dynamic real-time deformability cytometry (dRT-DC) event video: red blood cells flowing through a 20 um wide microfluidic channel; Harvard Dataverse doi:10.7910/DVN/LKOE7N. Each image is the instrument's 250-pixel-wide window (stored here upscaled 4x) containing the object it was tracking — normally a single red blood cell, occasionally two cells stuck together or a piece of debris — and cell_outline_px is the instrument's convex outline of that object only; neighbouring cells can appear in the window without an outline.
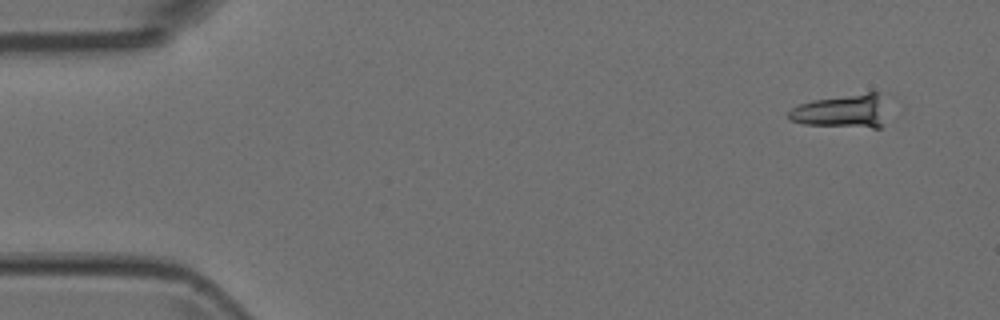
{"species": "Egyptian fruit bat (a non-hibernating species)", "species_latin": "Rousettus aegyptiacus", "temperature_condition": "room temperature", "stored_images_in_passage": 4, "camera_frame_rate_fps": 3000, "um_per_image_px": 0.085, "animal": {"sex": "female"}, "frame": {"image": 1, "passage_image": 1, "time_ms": 0.0, "image_size_px": [1000, 320], "cell_outline_px": [[880, 128], [872, 128], [804, 124], [788, 120], [788, 112], [792, 108], [800, 104], [812, 100], [868, 92], [876, 92], [880, 124]], "centroid_in_image_um": [71.35, 9.47], "position_along_channel_um": 13.6, "area_um2": 17.98}}
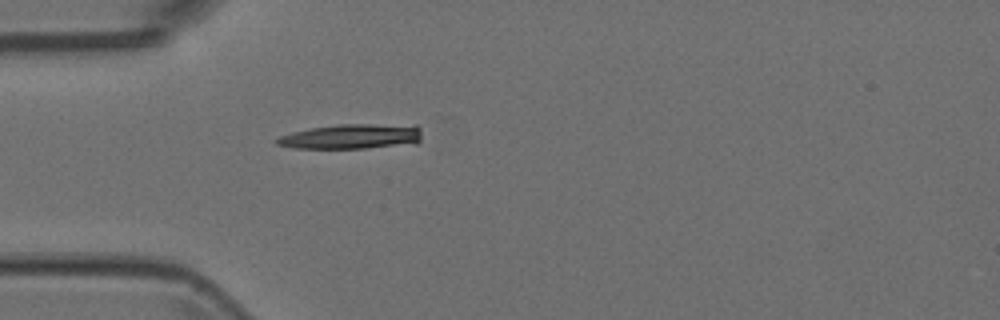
{"frame": {"image": 2, "passage_image": 4, "time_ms": 1.0, "image_size_px": [1000, 320], "cell_outline_px": [[420, 140], [416, 144], [364, 148], [292, 148], [276, 144], [272, 140], [280, 136], [292, 132], [312, 128], [336, 124], [416, 124], [420, 128]], "centroid_in_image_um": [29.92, 11.59], "position_along_channel_um": 55.1, "area_um2": 21.39}}